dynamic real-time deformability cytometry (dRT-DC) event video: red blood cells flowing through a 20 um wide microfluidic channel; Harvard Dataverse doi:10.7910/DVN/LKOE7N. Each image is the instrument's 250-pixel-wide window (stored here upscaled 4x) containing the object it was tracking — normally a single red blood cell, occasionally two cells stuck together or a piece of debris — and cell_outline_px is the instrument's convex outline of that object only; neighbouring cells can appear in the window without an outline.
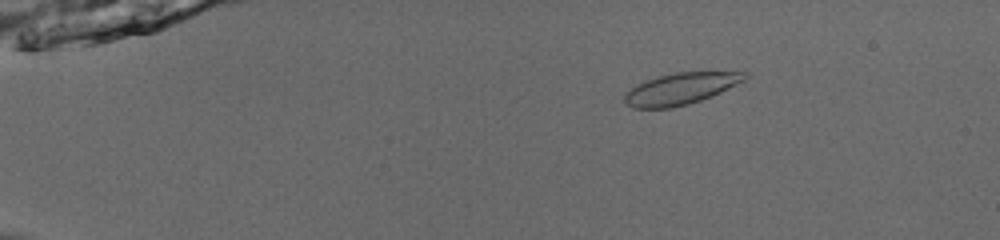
{"species": "common noctule bat (a hibernating species)", "species_latin": "Nyctalus noctula", "temperature_condition": "room temperature", "stored_images_in_passage": 54, "camera_frame_rate_fps": 3000, "um_per_image_px": 0.085, "animal": {"sex": "male", "body_mass_g": 13.0, "forearm_length_mm": 53.1}, "frame": {"image": 1, "passage_image": 11, "time_ms": 3.333, "image_size_px": [1000, 240], "cell_outline_px": [[748, 76], [744, 80], [720, 92], [700, 100], [688, 104], [672, 108], [632, 108], [624, 104], [624, 96], [636, 84], [644, 80], [676, 72], [748, 72]], "centroid_in_image_um": [57.81, 7.55], "position_along_channel_um": 27.2, "area_um2": 21.91}}
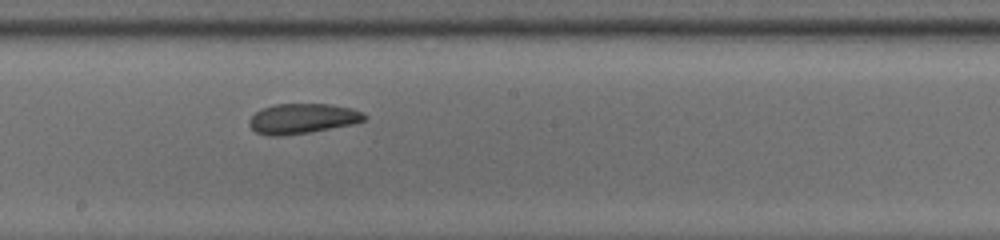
{"frame": {"image": 2, "passage_image": 33, "time_ms": 10.667, "image_size_px": [1000, 240], "cell_outline_px": [[368, 116], [364, 120], [352, 124], [308, 132], [280, 136], [268, 136], [256, 132], [248, 124], [248, 120], [260, 108], [276, 104], [328, 104], [352, 108], [364, 112]], "centroid_in_image_um": [25.69, 10.07], "position_along_channel_um": 222.5, "area_um2": 20.17}}
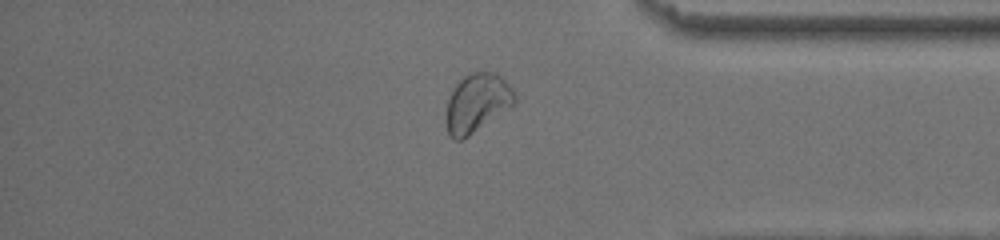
{"frame": {"image": 3, "passage_image": 47, "time_ms": 15.333, "image_size_px": [1000, 240], "cell_outline_px": [[516, 104], [468, 136], [460, 140], [452, 140], [448, 136], [448, 100], [456, 84], [464, 76], [472, 72], [496, 72], [512, 88], [516, 96]], "centroid_in_image_um": [40.59, 8.74], "position_along_channel_um": 394.6, "area_um2": 23.06}, "authors_computed_cell_mechanics": {"area_um2": 21.9929, "velocity_mm_per_s": 3.9004, "shape_relaxation_time_tau1_ms": 3.5334, "shape_relaxation_time_tau2_ms": 3.9705, "deformation_change_tau1": 0.0771, "deformation_change_tau2": 0.0348}}